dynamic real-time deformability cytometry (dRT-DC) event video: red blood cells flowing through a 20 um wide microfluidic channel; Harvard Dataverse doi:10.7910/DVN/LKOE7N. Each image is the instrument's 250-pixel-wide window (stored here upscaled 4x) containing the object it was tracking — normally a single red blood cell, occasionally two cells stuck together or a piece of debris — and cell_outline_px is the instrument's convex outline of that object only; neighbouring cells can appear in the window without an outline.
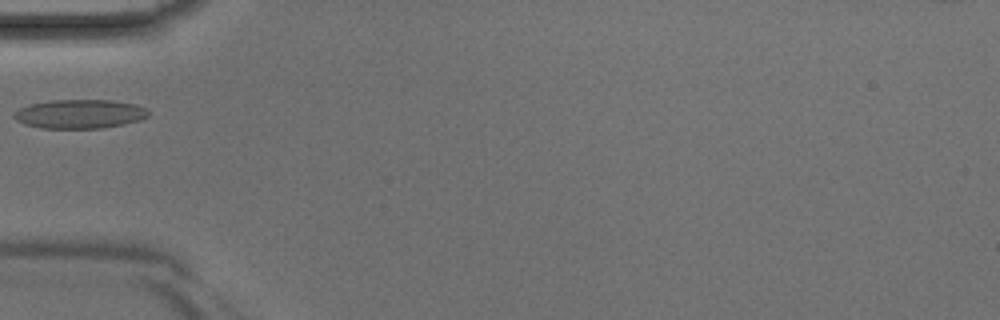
{"species": "Egyptian fruit bat (a non-hibernating species)", "species_latin": "Rousettus aegyptiacus", "temperature_condition": "room temperature", "stored_images_in_passage": 30, "camera_frame_rate_fps": 3000, "um_per_image_px": 0.085, "animal": {"sex": "male"}, "frame": {"image": 1, "passage_image": 1, "time_ms": 0.0, "image_size_px": [1000, 320], "cell_outline_px": [[148, 116], [140, 120], [124, 124], [104, 128], [40, 128], [24, 124], [16, 120], [12, 116], [20, 108], [28, 104], [52, 100], [112, 100], [136, 104], [144, 108], [148, 112]], "centroid_in_image_um": [6.76, 9.68], "position_along_channel_um": 78.2, "area_um2": 22.72}}
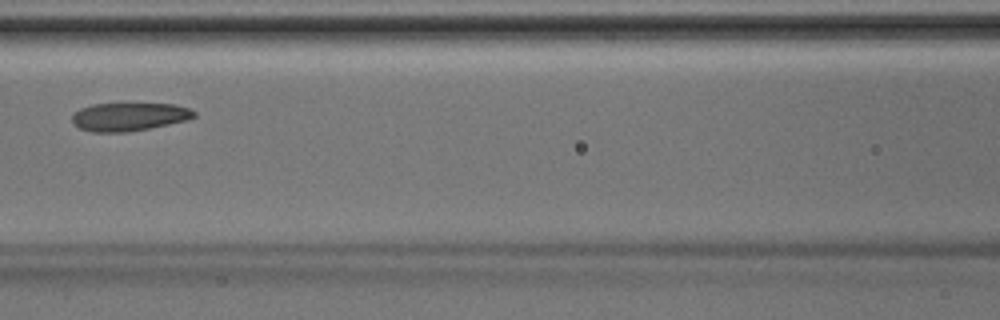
{"frame": {"image": 2, "passage_image": 6, "time_ms": 1.667, "image_size_px": [1000, 320], "cell_outline_px": [[196, 116], [188, 120], [128, 132], [92, 132], [80, 128], [72, 120], [72, 116], [80, 108], [92, 104], [172, 104], [192, 108], [196, 112]], "centroid_in_image_um": [11.01, 9.92], "position_along_channel_um": 155.6, "area_um2": 19.94}}
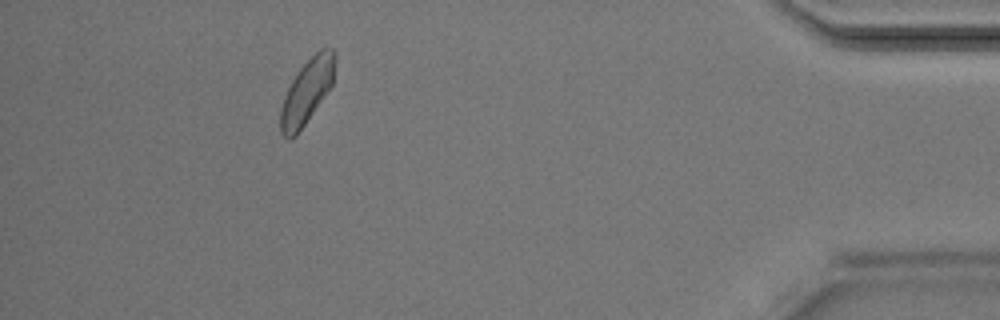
{"frame": {"image": 3, "passage_image": 26, "time_ms": 8.333, "image_size_px": [1000, 320], "cell_outline_px": [[336, 60], [332, 84], [296, 136], [288, 140], [280, 132], [280, 108], [284, 96], [296, 72], [320, 48], [332, 48], [336, 52]], "centroid_in_image_um": [26.07, 7.76], "position_along_channel_um": 409.1, "area_um2": 20.29}}